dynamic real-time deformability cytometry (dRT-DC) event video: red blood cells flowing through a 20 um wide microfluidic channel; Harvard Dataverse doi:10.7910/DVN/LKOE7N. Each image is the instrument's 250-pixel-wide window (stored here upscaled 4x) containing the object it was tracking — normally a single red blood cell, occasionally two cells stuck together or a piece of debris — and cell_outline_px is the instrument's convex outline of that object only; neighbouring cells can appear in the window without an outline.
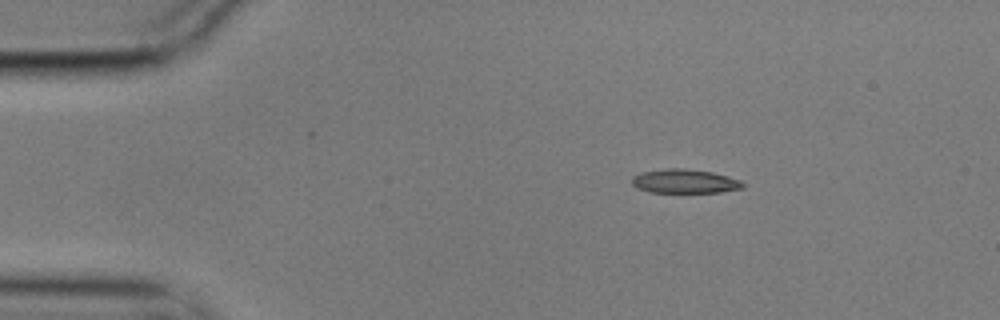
{"species": "common noctule bat (a hibernating species)", "species_latin": "Nyctalus noctula", "temperature_condition": "cold", "stored_images_in_passage": 3, "camera_frame_rate_fps": 3000, "um_per_image_px": 0.085, "animal": {"sex": "male", "body_mass_g": 17.9}, "frame": {"image": 1, "passage_image": 1, "time_ms": 0.0, "image_size_px": [1000, 320], "cell_outline_px": [[744, 188], [720, 192], [648, 192], [636, 188], [632, 184], [632, 176], [640, 172], [668, 168], [684, 168], [712, 172], [728, 176], [740, 180], [744, 184]], "centroid_in_image_um": [58.18, 15.4], "position_along_channel_um": 26.8, "area_um2": 15.61}}